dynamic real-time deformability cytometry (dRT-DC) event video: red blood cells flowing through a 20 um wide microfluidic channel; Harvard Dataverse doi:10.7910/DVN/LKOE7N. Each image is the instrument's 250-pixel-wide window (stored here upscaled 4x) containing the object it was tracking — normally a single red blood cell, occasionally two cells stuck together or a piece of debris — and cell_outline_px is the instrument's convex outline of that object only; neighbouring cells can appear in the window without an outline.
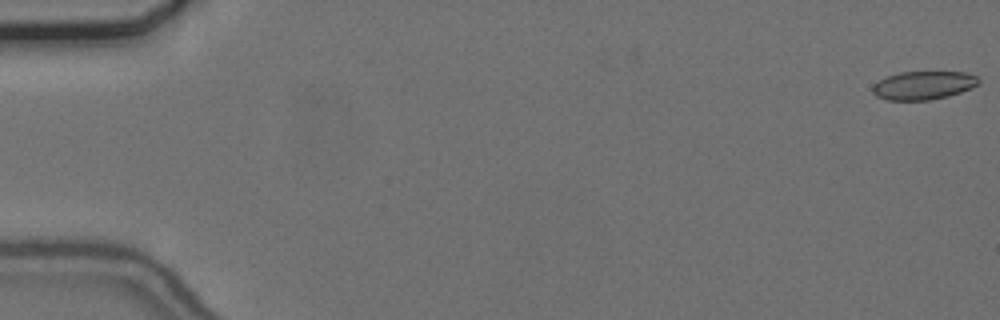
{"species": "common noctule bat (a hibernating species)", "species_latin": "Nyctalus noctula", "temperature_condition": "cold", "stored_images_in_passage": 56, "camera_frame_rate_fps": 3000, "um_per_image_px": 0.085, "animal": {"sex": "female", "body_mass_g": 24.6, "forearm_length_mm": 56.2}, "frame": {"image": 1, "passage_image": 1, "time_ms": 0.0, "image_size_px": [1000, 320], "cell_outline_px": [[980, 84], [972, 88], [948, 96], [928, 100], [888, 100], [876, 96], [872, 92], [872, 88], [880, 80], [888, 76], [900, 72], [964, 72], [976, 76], [980, 80]], "centroid_in_image_um": [78.52, 7.25], "position_along_channel_um": 6.5, "area_um2": 17.46}}
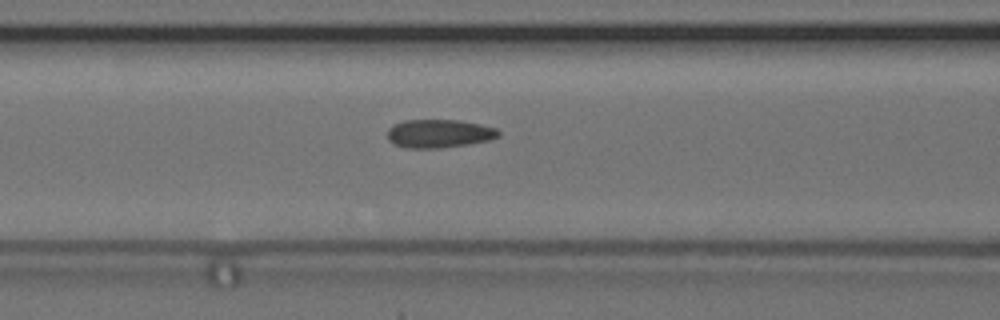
{"frame": {"image": 2, "passage_image": 24, "time_ms": 7.667, "image_size_px": [1000, 320], "cell_outline_px": [[500, 136], [492, 140], [468, 144], [440, 148], [408, 148], [396, 144], [388, 140], [388, 128], [392, 124], [404, 120], [460, 120], [480, 124], [496, 128], [500, 132]], "centroid_in_image_um": [37.34, 11.35], "position_along_channel_um": 129.3, "area_um2": 18.5}}
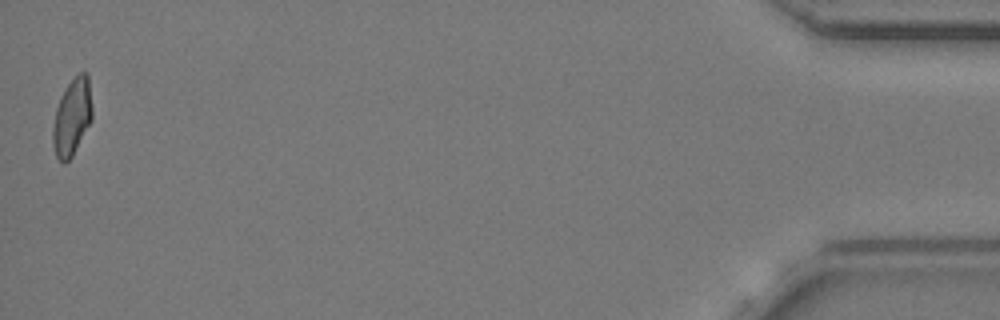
{"frame": {"image": 3, "passage_image": 56, "time_ms": 18.333, "image_size_px": [1000, 320], "cell_outline_px": [[92, 120], [72, 156], [64, 164], [56, 156], [52, 140], [52, 128], [56, 108], [60, 96], [68, 84], [80, 72], [88, 72], [92, 108]], "centroid_in_image_um": [6.13, 9.94], "position_along_channel_um": 429.1, "area_um2": 17.63}, "authors_computed_cell_mechanics": {"area_um2": 18.0336, "velocity_mm_per_s": 3.6975, "shape_relaxation_time_tau1_ms": null, "shape_relaxation_time_tau2_ms": 1.1841, "deformation_change_tau1": null, "deformation_change_tau2": 0.0695}}